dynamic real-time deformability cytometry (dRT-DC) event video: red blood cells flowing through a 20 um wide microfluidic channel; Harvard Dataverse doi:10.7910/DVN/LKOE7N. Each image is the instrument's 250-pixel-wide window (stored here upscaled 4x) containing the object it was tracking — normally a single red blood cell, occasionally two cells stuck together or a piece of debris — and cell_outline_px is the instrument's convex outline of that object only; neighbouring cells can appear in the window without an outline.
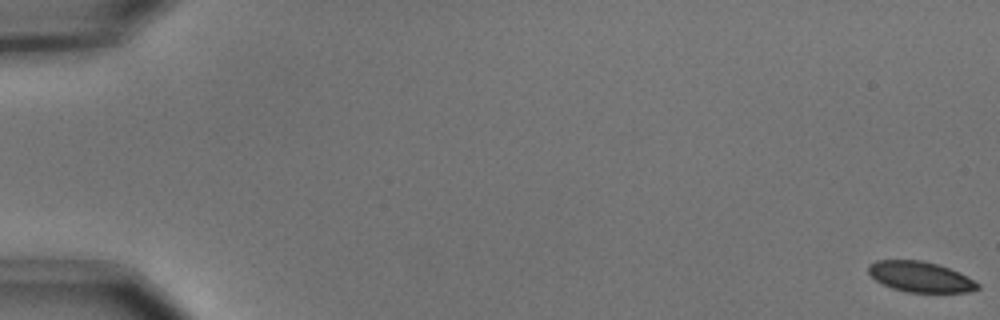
{"species": "common noctule bat (a hibernating species)", "species_latin": "Nyctalus noctula", "temperature_condition": "cold", "stored_images_in_passage": 57, "camera_frame_rate_fps": 3000, "um_per_image_px": 0.085, "animal": {"sex": "male", "body_mass_g": 15.6}, "frame": {"image": 1, "passage_image": 1, "time_ms": 0.0, "image_size_px": [1000, 320], "cell_outline_px": [[980, 288], [968, 292], [908, 292], [892, 288], [876, 280], [868, 272], [868, 264], [876, 260], [924, 260], [960, 272], [980, 284]], "centroid_in_image_um": [78.23, 23.52], "position_along_channel_um": 6.8, "area_um2": 19.36}}
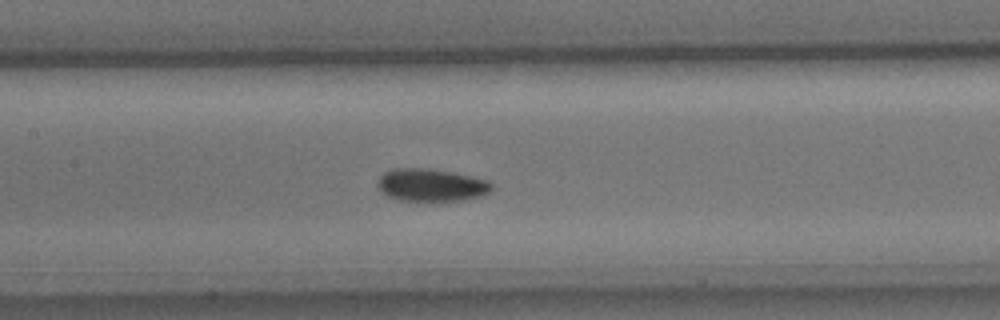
{"frame": {"image": 2, "passage_image": 28, "time_ms": 9.0, "image_size_px": [1000, 320], "cell_outline_px": [[492, 188], [488, 192], [480, 196], [464, 200], [428, 204], [400, 200], [388, 196], [376, 184], [380, 176], [384, 172], [392, 168], [428, 168], [452, 172], [472, 176], [488, 180], [492, 184]], "centroid_in_image_um": [36.65, 15.77], "position_along_channel_um": 170.8, "area_um2": 22.43}}
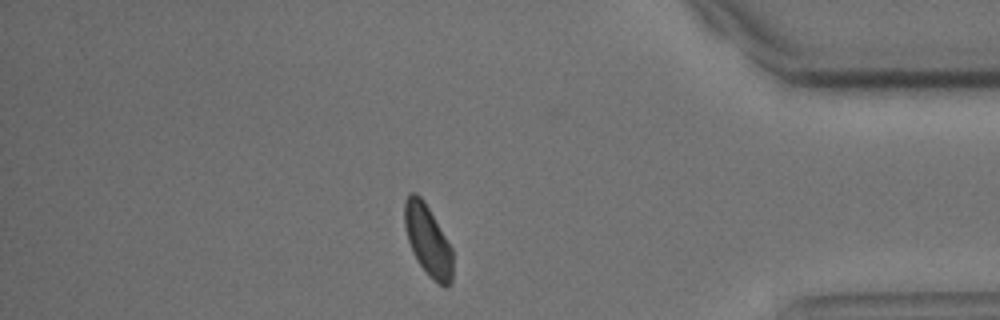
{"frame": {"image": 3, "passage_image": 49, "time_ms": 16.0, "image_size_px": [1000, 320], "cell_outline_px": [[452, 280], [444, 288], [432, 280], [428, 276], [412, 252], [408, 240], [404, 224], [404, 200], [408, 192], [416, 192], [420, 196], [428, 208], [452, 248]], "centroid_in_image_um": [36.34, 20.43], "position_along_channel_um": 398.9, "area_um2": 19.83}}